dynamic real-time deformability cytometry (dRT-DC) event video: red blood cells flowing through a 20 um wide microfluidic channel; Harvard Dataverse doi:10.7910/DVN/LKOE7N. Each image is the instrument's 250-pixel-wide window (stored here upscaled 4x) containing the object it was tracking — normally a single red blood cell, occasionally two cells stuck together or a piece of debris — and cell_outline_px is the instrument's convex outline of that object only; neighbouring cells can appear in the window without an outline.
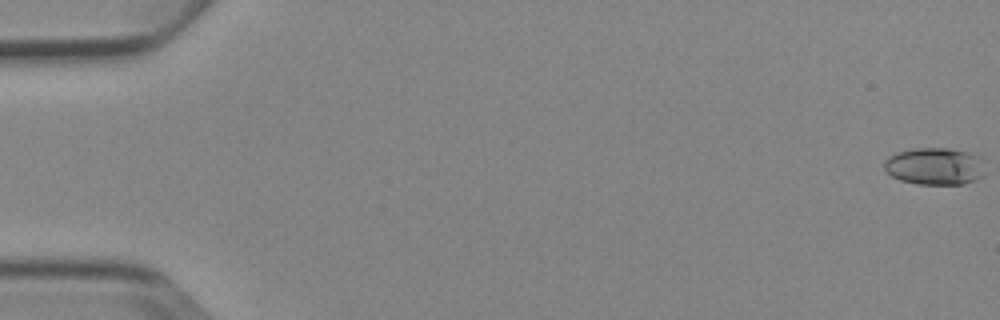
{"species": "Egyptian fruit bat (a non-hibernating species)", "species_latin": "Rousettus aegyptiacus", "temperature_condition": "cold", "stored_images_in_passage": 6, "camera_frame_rate_fps": 3000, "um_per_image_px": 0.085, "animal": {"sex": "female"}, "frame": {"image": 1, "passage_image": 1, "time_ms": 0.0, "image_size_px": [1000, 320], "cell_outline_px": [[984, 176], [976, 180], [964, 184], [916, 184], [900, 180], [892, 176], [884, 168], [884, 160], [888, 156], [896, 152], [916, 148], [948, 148], [968, 152], [984, 156]], "centroid_in_image_um": [79.5, 14.12], "position_along_channel_um": 5.5, "area_um2": 22.31}}
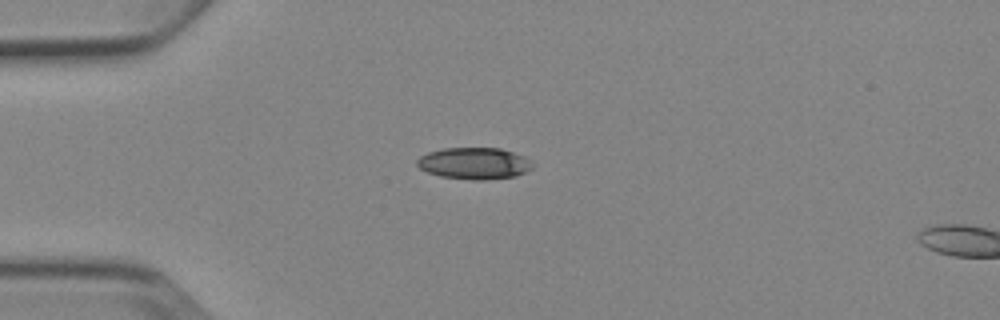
{"frame": {"image": 2, "passage_image": 5, "time_ms": 4.667, "image_size_px": [1000, 320], "cell_outline_px": [[532, 168], [516, 176], [488, 180], [472, 180], [440, 176], [428, 172], [420, 168], [416, 164], [416, 160], [420, 156], [428, 152], [444, 148], [500, 148], [524, 156], [532, 164]], "centroid_in_image_um": [40.29, 13.89], "position_along_channel_um": 44.7, "area_um2": 21.27}}